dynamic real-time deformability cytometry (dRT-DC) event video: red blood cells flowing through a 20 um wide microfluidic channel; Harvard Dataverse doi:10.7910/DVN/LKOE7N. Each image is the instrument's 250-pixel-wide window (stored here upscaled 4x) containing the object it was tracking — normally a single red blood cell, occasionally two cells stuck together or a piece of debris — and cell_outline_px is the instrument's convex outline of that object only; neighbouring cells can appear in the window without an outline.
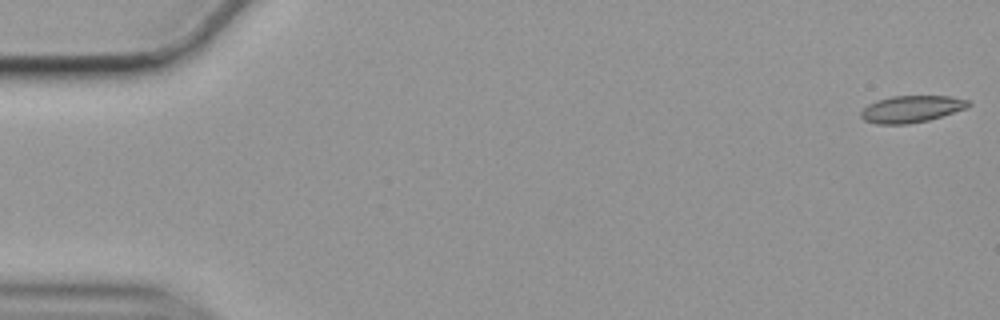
{"species": "common noctule bat (a hibernating species)", "species_latin": "Nyctalus noctula", "temperature_condition": "cold", "stored_images_in_passage": 57, "camera_frame_rate_fps": 3000, "um_per_image_px": 0.085, "animal": {"sex": "female", "body_mass_g": 19.9}, "frame": {"image": 1, "passage_image": 1, "time_ms": 0.0, "image_size_px": [1000, 320], "cell_outline_px": [[972, 104], [964, 108], [928, 120], [908, 124], [876, 124], [864, 120], [860, 116], [860, 112], [868, 104], [876, 100], [892, 96], [952, 96], [968, 100]], "centroid_in_image_um": [77.42, 9.26], "position_along_channel_um": 7.6, "area_um2": 16.7}}
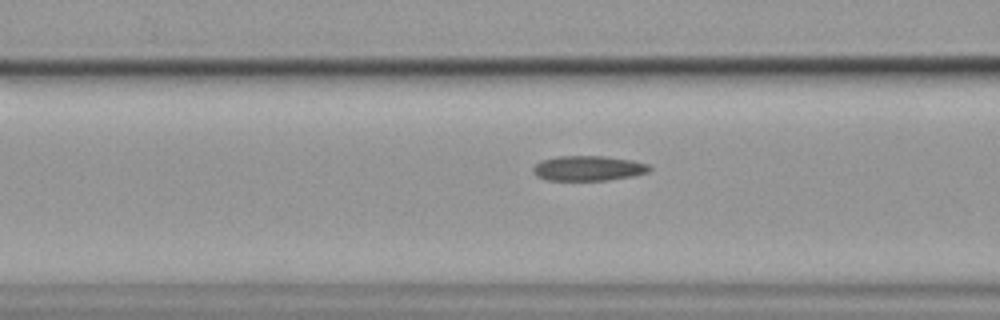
{"frame": {"image": 2, "passage_image": 22, "time_ms": 7.0, "image_size_px": [1000, 320], "cell_outline_px": [[652, 168], [648, 172], [636, 176], [608, 180], [544, 180], [536, 176], [532, 172], [532, 168], [540, 160], [556, 156], [604, 156], [632, 160], [648, 164]], "centroid_in_image_um": [49.99, 14.3], "position_along_channel_um": 116.6, "area_um2": 17.22}}
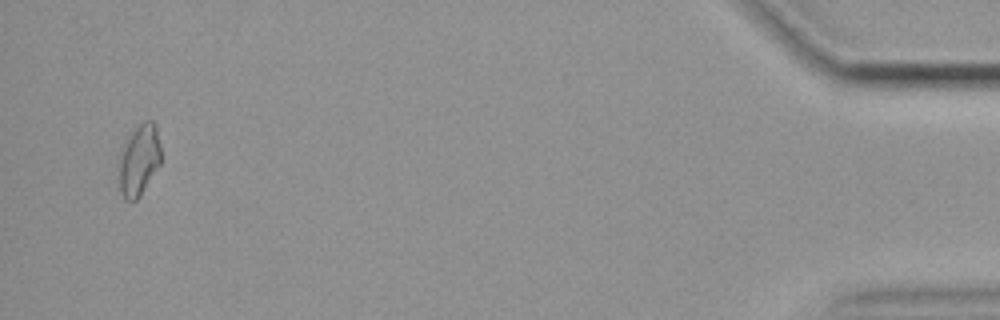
{"frame": {"image": 3, "passage_image": 55, "time_ms": 18.0, "image_size_px": [1000, 320], "cell_outline_px": [[160, 164], [140, 196], [136, 200], [124, 200], [120, 192], [116, 164], [116, 156], [124, 140], [144, 120], [152, 120], [156, 124], [160, 144]], "centroid_in_image_um": [11.75, 13.6], "position_along_channel_um": 423.5, "area_um2": 18.21}, "authors_computed_cell_mechanics": {"area_um2": 16.9354, "velocity_mm_per_s": 3.5308, "shape_relaxation_time_tau1_ms": null, "shape_relaxation_time_tau2_ms": 5.6659, "deformation_change_tau1": null, "deformation_change_tau2": 0.126}}